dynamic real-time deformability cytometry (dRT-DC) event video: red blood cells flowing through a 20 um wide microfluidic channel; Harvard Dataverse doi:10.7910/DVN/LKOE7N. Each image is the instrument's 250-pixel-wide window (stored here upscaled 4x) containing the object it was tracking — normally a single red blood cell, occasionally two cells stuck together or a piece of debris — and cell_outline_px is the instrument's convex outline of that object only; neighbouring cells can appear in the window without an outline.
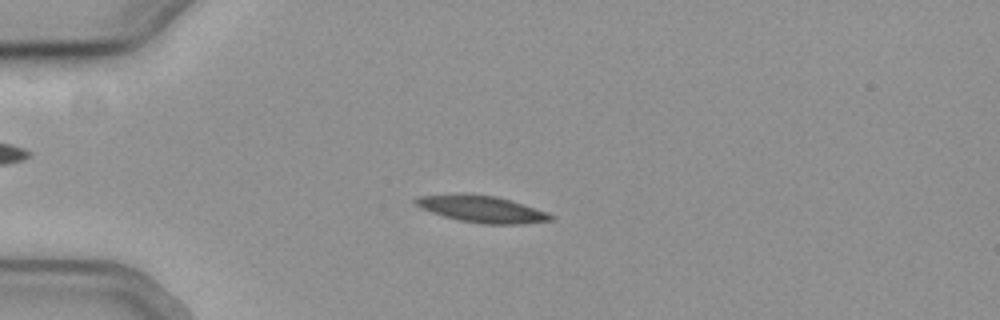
{"species": "common noctule bat (a hibernating species)", "species_latin": "Nyctalus noctula", "temperature_condition": "cold", "stored_images_in_passage": 18, "camera_frame_rate_fps": 3000, "um_per_image_px": 0.085, "animal": {"sex": "female", "body_mass_g": 19.3, "forearm_length_mm": 54.1}, "frame": {"image": 1, "passage_image": 15, "time_ms": 4.667, "image_size_px": [1000, 320], "cell_outline_px": [[556, 220], [524, 224], [480, 224], [456, 220], [420, 208], [412, 200], [416, 196], [496, 196], [548, 212], [556, 216]], "centroid_in_image_um": [41.05, 17.83], "position_along_channel_um": 43.9, "area_um2": 20.46}}